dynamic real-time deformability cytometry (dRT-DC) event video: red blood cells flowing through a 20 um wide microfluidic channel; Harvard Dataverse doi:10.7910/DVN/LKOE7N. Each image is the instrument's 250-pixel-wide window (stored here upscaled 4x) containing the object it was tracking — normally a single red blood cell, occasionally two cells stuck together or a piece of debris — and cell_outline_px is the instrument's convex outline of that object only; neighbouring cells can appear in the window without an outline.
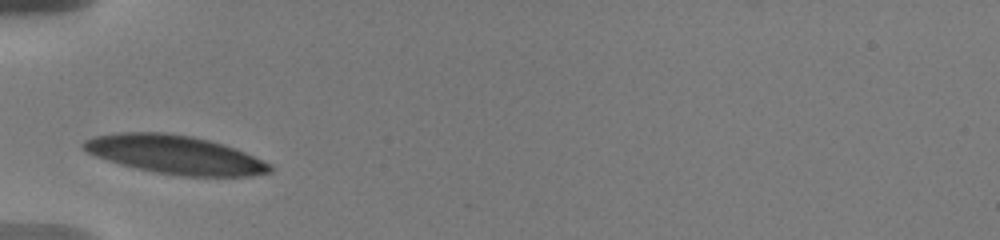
{"species": "human", "species_latin": "Homo sapiens", "temperature_condition": "warm", "stored_images_in_passage": 15, "camera_frame_rate_fps": 3000, "um_per_image_px": 0.085, "donor": {"sex": "male"}, "frame": {"image": 1, "passage_image": 1, "time_ms": 0.0, "image_size_px": [1000, 240], "cell_outline_px": [[272, 172], [252, 176], [184, 176], [156, 172], [136, 168], [120, 164], [96, 156], [80, 148], [80, 144], [84, 140], [96, 136], [116, 132], [164, 132], [192, 136], [224, 144], [236, 148], [272, 164]], "centroid_in_image_um": [14.88, 13.14], "position_along_channel_um": 70.1, "area_um2": 41.96}}
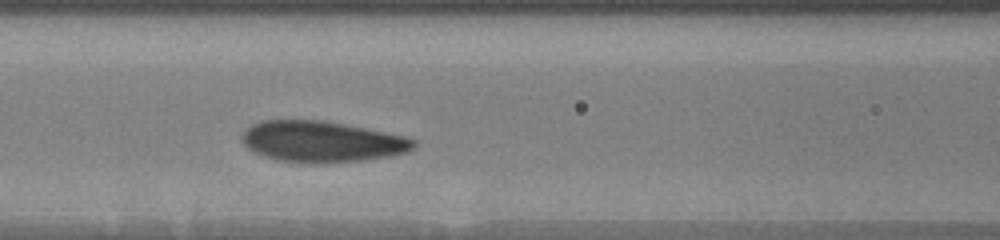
{"frame": {"image": 2, "passage_image": 9, "time_ms": 2.0, "image_size_px": [1000, 240], "cell_outline_px": [[416, 144], [408, 152], [392, 156], [364, 160], [316, 164], [312, 164], [276, 160], [264, 156], [248, 148], [244, 144], [240, 136], [252, 124], [264, 120], [324, 120], [404, 136], [416, 140]], "centroid_in_image_um": [27.35, 12.05], "position_along_channel_um": 139.2, "area_um2": 41.1}}
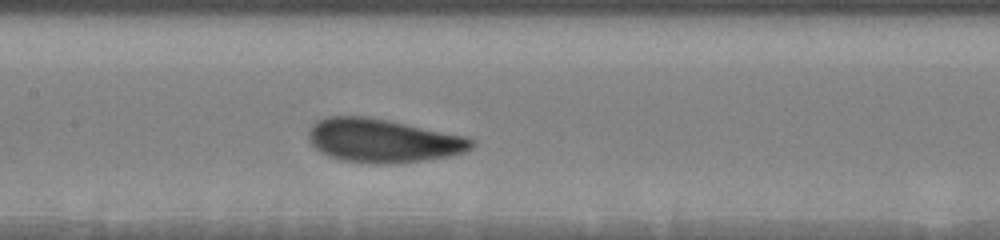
{"frame": {"image": 3, "passage_image": 13, "time_ms": 3.0, "image_size_px": [1000, 240], "cell_outline_px": [[476, 144], [472, 148], [464, 152], [452, 156], [424, 160], [388, 164], [372, 164], [340, 160], [328, 156], [320, 152], [308, 140], [308, 132], [312, 124], [316, 120], [324, 116], [364, 116], [388, 120], [468, 136], [476, 140]], "centroid_in_image_um": [32.56, 11.95], "position_along_channel_um": 174.8, "area_um2": 42.02}}